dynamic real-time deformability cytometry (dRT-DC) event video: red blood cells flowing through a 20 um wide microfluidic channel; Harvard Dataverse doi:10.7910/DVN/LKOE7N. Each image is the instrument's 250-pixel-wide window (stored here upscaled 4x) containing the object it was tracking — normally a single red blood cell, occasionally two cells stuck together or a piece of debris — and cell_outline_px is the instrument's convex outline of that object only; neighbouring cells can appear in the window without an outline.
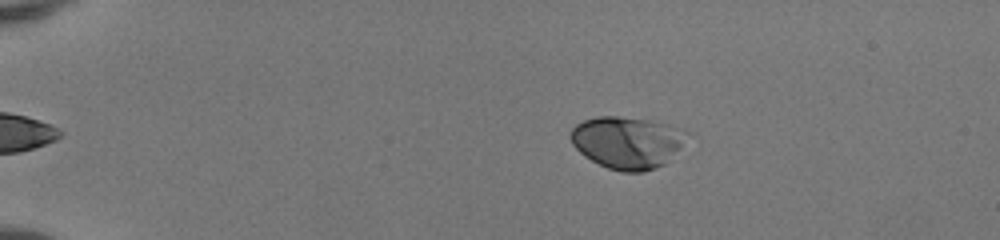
{"species": "human", "species_latin": "Homo sapiens", "temperature_condition": "room temperature", "stored_images_in_passage": 45, "camera_frame_rate_fps": 3000, "um_per_image_px": 0.085, "donor": {"sex": "female"}, "frame": {"image": 1, "passage_image": 5, "time_ms": 1.333, "image_size_px": [1000, 240], "cell_outline_px": [[692, 132], [680, 148], [664, 164], [656, 168], [644, 172], [620, 172], [608, 168], [584, 156], [572, 144], [568, 136], [572, 128], [576, 124], [584, 120], [596, 116], [616, 116], [644, 120], [668, 124], [684, 128]], "centroid_in_image_um": [53.33, 12.1], "position_along_channel_um": 31.7, "area_um2": 35.6}}
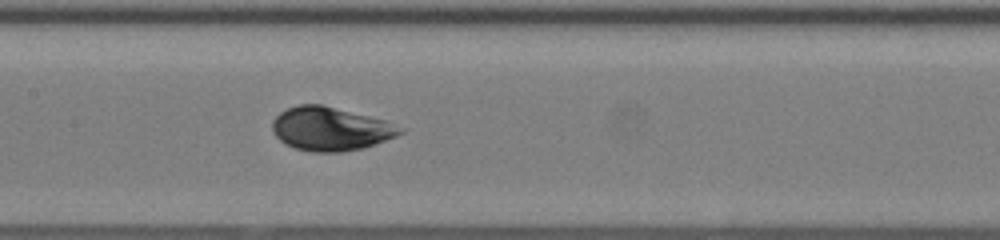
{"frame": {"image": 2, "passage_image": 22, "time_ms": 7.0, "image_size_px": [1000, 240], "cell_outline_px": [[408, 128], [404, 132], [396, 136], [364, 148], [340, 152], [312, 152], [296, 148], [280, 140], [272, 132], [272, 120], [280, 112], [288, 108], [300, 104], [320, 104], [384, 120]], "centroid_in_image_um": [28.11, 10.95], "position_along_channel_um": 179.3, "area_um2": 32.37}}
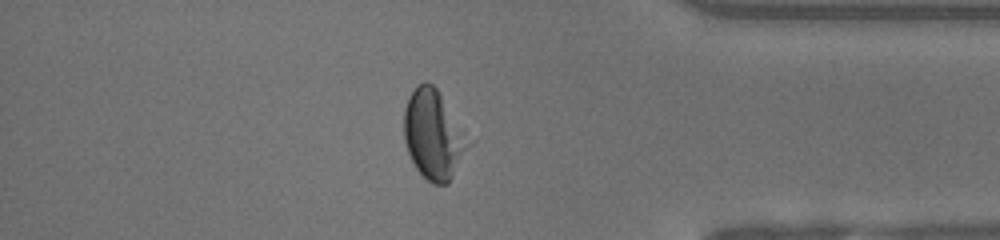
{"frame": {"image": 3, "passage_image": 39, "time_ms": 12.667, "image_size_px": [1000, 240], "cell_outline_px": [[460, 148], [452, 176], [448, 184], [432, 184], [416, 168], [408, 152], [404, 140], [404, 108], [412, 92], [424, 80], [428, 80], [436, 88], [440, 96]], "centroid_in_image_um": [36.56, 11.46], "position_along_channel_um": 398.6, "area_um2": 28.96}, "authors_computed_cell_mechanics": {"area_um2": 32.368, "velocity_mm_per_s": 4.1544, "shape_relaxation_time_tau1_ms": 2.8034, "shape_relaxation_time_tau2_ms": 0.8238, "deformation_change_tau1": 0.129, "deformation_change_tau2": 0.031}}